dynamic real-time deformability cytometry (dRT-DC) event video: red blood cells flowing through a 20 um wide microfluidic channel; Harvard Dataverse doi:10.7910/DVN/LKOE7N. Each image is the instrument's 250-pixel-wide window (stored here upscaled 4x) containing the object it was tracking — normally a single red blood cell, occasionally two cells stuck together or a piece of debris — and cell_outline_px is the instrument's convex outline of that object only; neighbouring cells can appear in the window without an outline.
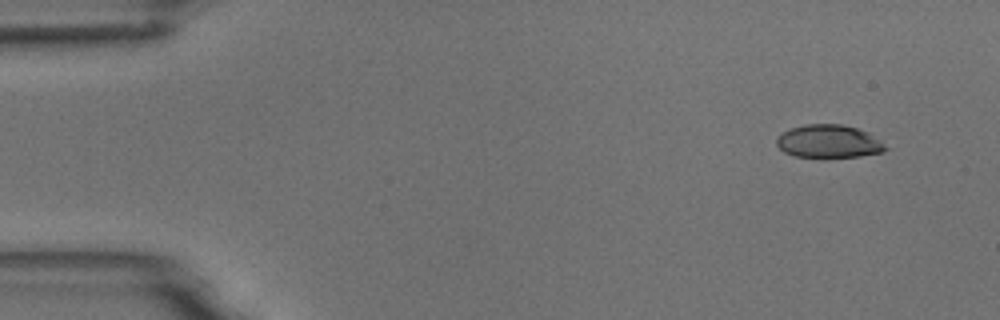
{"species": "common noctule bat (a hibernating species)", "species_latin": "Nyctalus noctula", "temperature_condition": "room temperature", "stored_images_in_passage": 6, "camera_frame_rate_fps": 3000, "um_per_image_px": 0.085, "animal": {"sex": "male", "body_mass_g": 18.8}, "frame": {"image": 1, "passage_image": 6, "time_ms": 6.667, "image_size_px": [1000, 320], "cell_outline_px": [[888, 148], [880, 152], [860, 156], [796, 156], [784, 152], [776, 144], [776, 140], [784, 132], [792, 128], [804, 124], [840, 124], [856, 128], [868, 132], [880, 140]], "centroid_in_image_um": [70.45, 12.0], "position_along_channel_um": 14.6, "area_um2": 20.46}}